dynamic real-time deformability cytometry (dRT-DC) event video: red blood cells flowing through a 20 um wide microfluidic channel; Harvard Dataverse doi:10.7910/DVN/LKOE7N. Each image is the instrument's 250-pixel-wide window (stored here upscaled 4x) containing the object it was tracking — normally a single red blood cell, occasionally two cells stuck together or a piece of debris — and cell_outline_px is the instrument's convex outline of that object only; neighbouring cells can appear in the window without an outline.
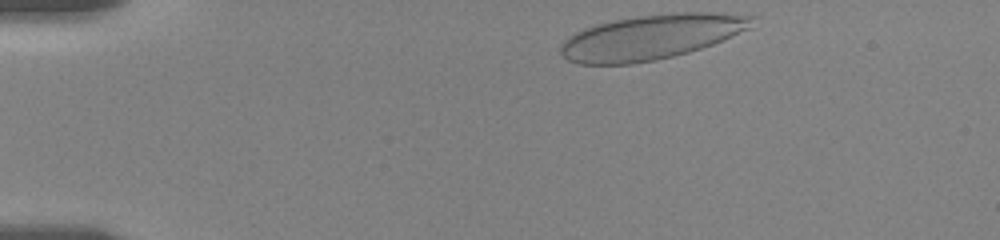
{"species": "human", "species_latin": "Homo sapiens", "temperature_condition": "room temperature", "stored_images_in_passage": 32, "camera_frame_rate_fps": 3000, "um_per_image_px": 0.085, "donor": {"sex": "female"}, "frame": {"image": 1, "passage_image": 1, "time_ms": 0.0, "image_size_px": [1000, 240], "cell_outline_px": [[756, 16], [752, 28], [712, 44], [688, 52], [656, 60], [632, 64], [580, 64], [568, 60], [560, 52], [560, 44], [568, 36], [584, 28], [596, 24], [612, 20], [636, 16], [676, 12], [724, 12]], "centroid_in_image_um": [55.38, 3.13], "position_along_channel_um": 29.6, "area_um2": 50.34}}
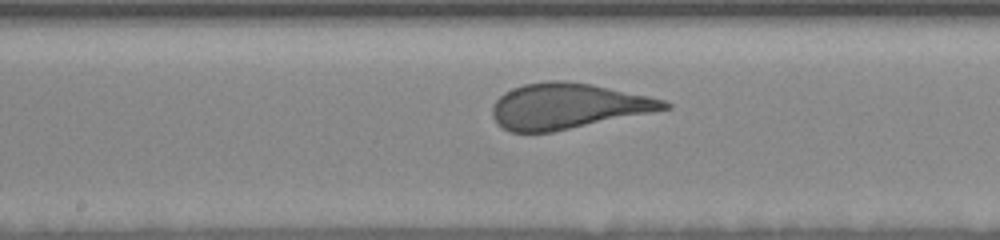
{"frame": {"image": 2, "passage_image": 16, "time_ms": 6.667, "image_size_px": [1000, 240], "cell_outline_px": [[672, 108], [552, 132], [512, 132], [496, 124], [492, 116], [492, 104], [504, 92], [512, 88], [524, 84], [548, 80], [568, 80], [592, 84], [648, 96], [664, 100], [672, 104]], "centroid_in_image_um": [48.23, 9.01], "position_along_channel_um": 200.0, "area_um2": 45.66}}
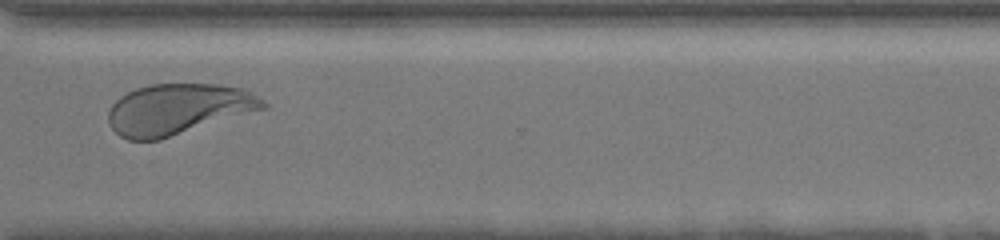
{"frame": {"image": 3, "passage_image": 28, "time_ms": 11.0, "image_size_px": [1000, 240], "cell_outline_px": [[268, 108], [160, 140], [128, 140], [120, 136], [108, 124], [108, 112], [112, 104], [120, 96], [136, 88], [152, 84], [216, 84], [244, 88], [252, 92], [268, 104]], "centroid_in_image_um": [15.16, 9.28], "position_along_channel_um": 355.4, "area_um2": 46.12}, "authors_computed_cell_mechanics": {"area_um2": 46.0377, "velocity_mm_per_s": 3.5858, "shape_relaxation_time_tau1_ms": 5.1872, "shape_relaxation_time_tau2_ms": null, "deformation_change_tau1": 0.1918, "deformation_change_tau2": null}}